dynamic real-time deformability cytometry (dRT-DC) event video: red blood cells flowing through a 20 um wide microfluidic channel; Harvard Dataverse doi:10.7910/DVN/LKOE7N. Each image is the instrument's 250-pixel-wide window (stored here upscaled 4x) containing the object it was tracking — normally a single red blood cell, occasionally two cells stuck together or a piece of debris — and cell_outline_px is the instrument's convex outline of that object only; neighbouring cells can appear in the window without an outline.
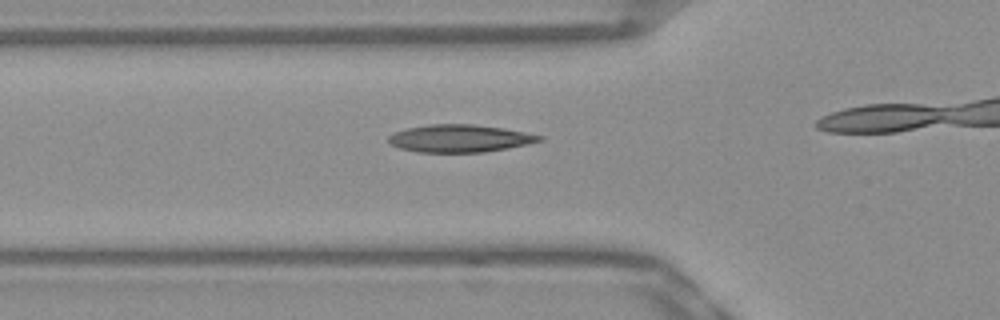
{"species": "Egyptian fruit bat (a non-hibernating species)", "species_latin": "Rousettus aegyptiacus", "temperature_condition": "warm", "stored_images_in_passage": 16, "camera_frame_rate_fps": 3000, "um_per_image_px": 0.085, "frame": {"image": 1, "passage_image": 12, "time_ms": 3.667, "image_size_px": [1000, 320], "cell_outline_px": [[544, 140], [528, 144], [508, 148], [484, 152], [416, 152], [400, 148], [388, 144], [388, 136], [392, 132], [404, 128], [428, 124], [472, 124], [504, 128], [544, 136]], "centroid_in_image_um": [39.04, 11.76], "position_along_channel_um": 86.8, "area_um2": 24.51}}